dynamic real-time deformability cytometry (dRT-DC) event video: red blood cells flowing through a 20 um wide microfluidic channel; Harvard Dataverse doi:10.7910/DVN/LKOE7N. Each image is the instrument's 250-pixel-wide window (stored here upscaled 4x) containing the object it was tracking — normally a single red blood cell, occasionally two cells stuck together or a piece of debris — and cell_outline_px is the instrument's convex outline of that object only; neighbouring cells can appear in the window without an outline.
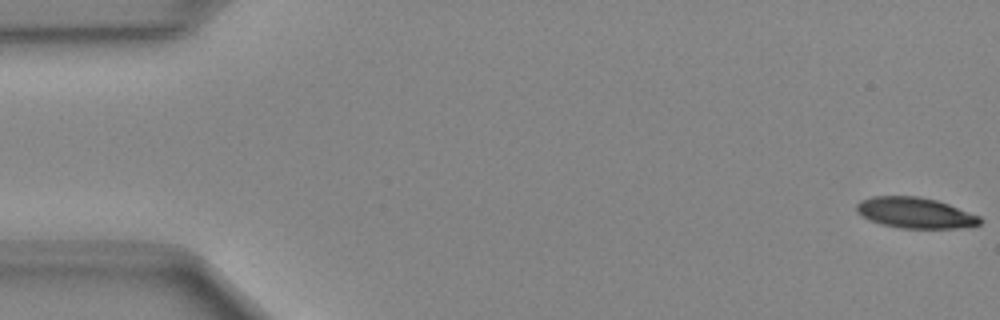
{"species": "Egyptian fruit bat (a non-hibernating species)", "species_latin": "Rousettus aegyptiacus", "temperature_condition": "cold", "stored_images_in_passage": 49, "camera_frame_rate_fps": 3000, "um_per_image_px": 0.085, "animal": {"sex": "female"}, "frame": {"image": 1, "passage_image": 1, "time_ms": 0.0, "image_size_px": [1000, 320], "cell_outline_px": [[984, 220], [980, 224], [956, 228], [900, 228], [880, 224], [868, 220], [856, 212], [856, 204], [860, 200], [872, 196], [920, 196], [936, 200], [948, 204], [980, 216]], "centroid_in_image_um": [77.75, 18.09], "position_along_channel_um": 7.2, "area_um2": 22.25}}
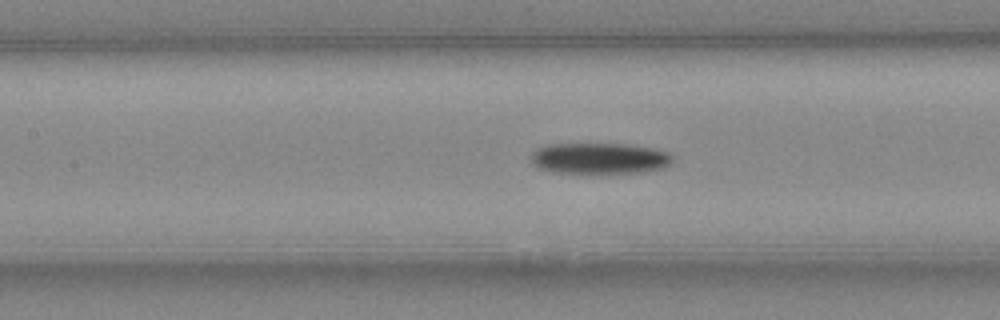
{"frame": {"image": 2, "passage_image": 22, "time_ms": 7.0, "image_size_px": [1000, 320], "cell_outline_px": [[672, 160], [664, 168], [640, 172], [552, 172], [536, 168], [532, 164], [532, 152], [536, 148], [548, 144], [624, 144], [656, 148], [668, 152], [672, 156]], "centroid_in_image_um": [50.93, 13.45], "position_along_channel_um": 156.5, "area_um2": 25.49}}
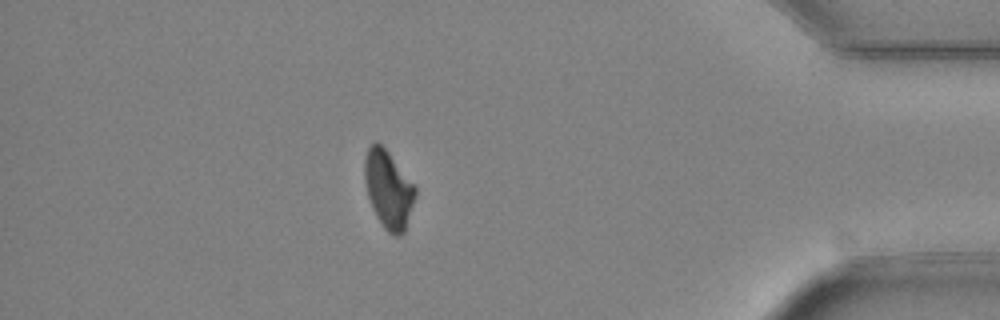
{"frame": {"image": 3, "passage_image": 43, "time_ms": 14.0, "image_size_px": [1000, 320], "cell_outline_px": [[416, 196], [404, 232], [400, 236], [396, 236], [388, 232], [384, 228], [376, 216], [372, 208], [368, 196], [364, 180], [364, 160], [368, 148], [376, 140], [388, 152], [416, 188]], "centroid_in_image_um": [33.0, 16.12], "position_along_channel_um": 402.2, "area_um2": 22.72}}